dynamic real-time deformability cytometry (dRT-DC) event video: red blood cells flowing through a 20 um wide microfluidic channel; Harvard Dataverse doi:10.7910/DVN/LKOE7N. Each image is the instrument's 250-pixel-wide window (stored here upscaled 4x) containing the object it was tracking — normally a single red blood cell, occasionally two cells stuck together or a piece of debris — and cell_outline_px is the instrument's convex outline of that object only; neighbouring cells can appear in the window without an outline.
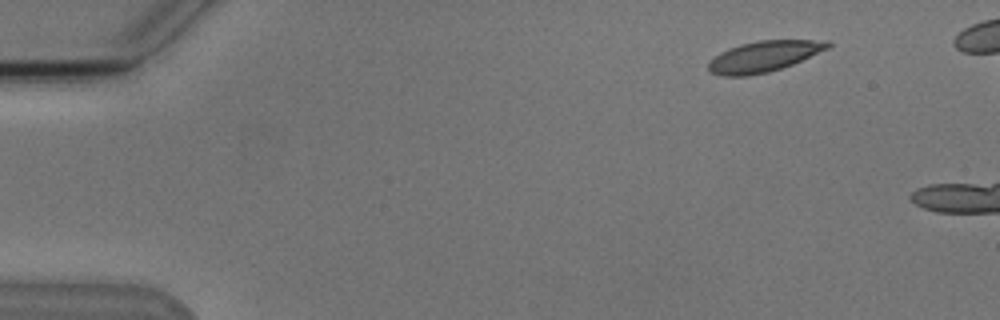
{"species": "Egyptian fruit bat (a non-hibernating species)", "species_latin": "Rousettus aegyptiacus", "temperature_condition": "cold", "stored_images_in_passage": 4, "camera_frame_rate_fps": 3000, "um_per_image_px": 0.085, "animal": {"sex": "male"}, "frame": {"image": 1, "passage_image": 1, "time_ms": 0.0, "image_size_px": [1000, 320], "cell_outline_px": [[832, 44], [828, 48], [792, 64], [768, 72], [748, 76], [724, 76], [708, 72], [708, 60], [720, 52], [728, 48], [740, 44], [756, 40], [828, 40]], "centroid_in_image_um": [64.87, 4.79], "position_along_channel_um": 20.1, "area_um2": 21.5}}